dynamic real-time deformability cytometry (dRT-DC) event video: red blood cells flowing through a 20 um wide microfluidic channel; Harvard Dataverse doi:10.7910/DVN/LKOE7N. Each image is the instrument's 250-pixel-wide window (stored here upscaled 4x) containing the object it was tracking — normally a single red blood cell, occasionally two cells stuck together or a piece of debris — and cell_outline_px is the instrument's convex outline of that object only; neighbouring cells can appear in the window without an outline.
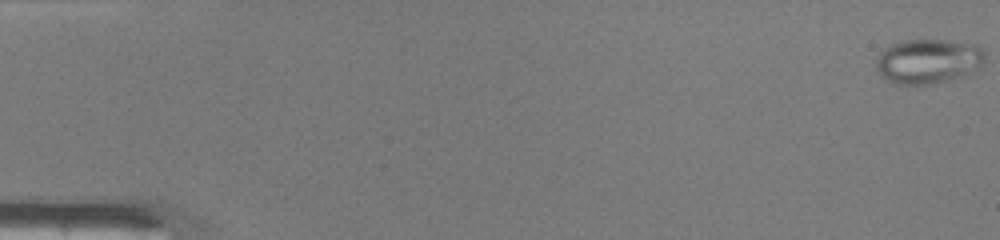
{"species": "common noctule bat (a hibernating species)", "species_latin": "Nyctalus noctula", "temperature_condition": "warm", "stored_images_in_passage": 49, "camera_frame_rate_fps": 3000, "um_per_image_px": 0.085, "animal": {"sex": "male", "body_mass_g": 19.0, "forearm_length_mm": 50.8}, "frame": {"image": 1, "passage_image": 1, "time_ms": 0.0, "image_size_px": [1000, 240], "cell_outline_px": [[984, 60], [968, 76], [928, 84], [896, 84], [880, 76], [876, 72], [876, 60], [880, 52], [888, 44], [904, 40], [944, 40], [980, 44], [984, 48]], "centroid_in_image_um": [78.89, 5.19], "position_along_channel_um": 6.1, "area_um2": 28.73}}
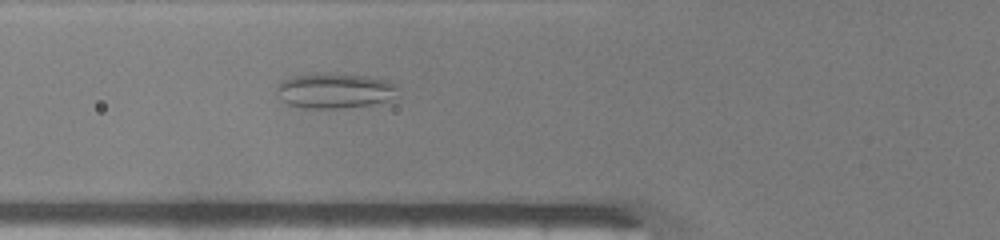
{"frame": {"image": 2, "passage_image": 19, "time_ms": 6.0, "image_size_px": [1000, 240], "cell_outline_px": [[396, 88], [384, 100], [368, 104], [344, 108], [304, 108], [288, 104], [276, 92], [276, 88], [284, 80], [296, 76], [316, 72], [320, 72], [368, 76], [388, 80], [396, 84]], "centroid_in_image_um": [28.37, 7.68], "position_along_channel_um": 97.4, "area_um2": 24.22}}
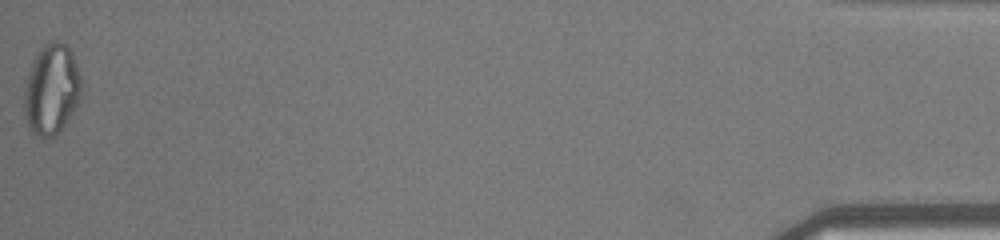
{"frame": {"image": 3, "passage_image": 49, "time_ms": 16.0, "image_size_px": [1000, 240], "cell_outline_px": [[84, 84], [76, 108], [60, 132], [44, 140], [36, 136], [32, 132], [28, 124], [24, 108], [24, 92], [32, 60], [40, 48], [48, 40], [60, 40], [68, 44], [72, 52], [84, 80]], "centroid_in_image_um": [4.43, 7.57], "position_along_channel_um": 430.8, "area_um2": 30.98}, "authors_computed_cell_mechanics": {"area_um2": 25.8366, "velocity_mm_per_s": 4.2532, "shape_relaxation_time_tau1_ms": null, "shape_relaxation_time_tau2_ms": 0.7759, "deformation_change_tau1": null, "deformation_change_tau2": 0.072}}